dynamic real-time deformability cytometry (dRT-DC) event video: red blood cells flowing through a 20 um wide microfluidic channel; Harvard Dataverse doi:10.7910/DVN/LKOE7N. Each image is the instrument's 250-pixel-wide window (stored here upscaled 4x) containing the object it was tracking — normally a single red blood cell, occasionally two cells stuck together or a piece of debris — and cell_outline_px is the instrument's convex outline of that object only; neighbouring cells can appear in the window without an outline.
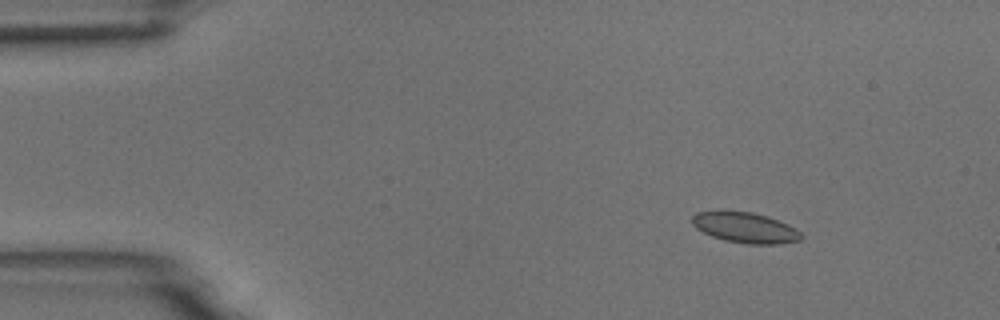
{"species": "common noctule bat (a hibernating species)", "species_latin": "Nyctalus noctula", "temperature_condition": "room temperature", "stored_images_in_passage": 10, "camera_frame_rate_fps": 3000, "um_per_image_px": 0.085, "animal": {"sex": "male", "body_mass_g": 18.8}, "frame": {"image": 1, "passage_image": 1, "time_ms": 0.0, "image_size_px": [1000, 320], "cell_outline_px": [[804, 236], [800, 240], [780, 244], [748, 244], [724, 240], [712, 236], [696, 228], [692, 224], [692, 216], [696, 212], [752, 212], [768, 216], [788, 224], [796, 228]], "centroid_in_image_um": [63.39, 19.36], "position_along_channel_um": 21.6, "area_um2": 19.25}}
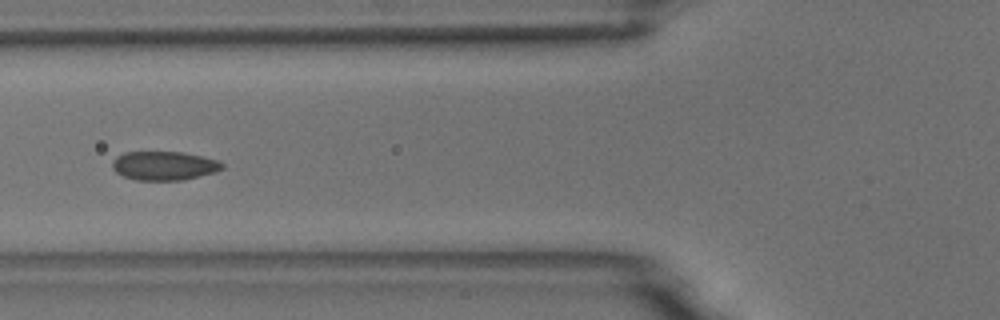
{"frame": {"image": 2, "passage_image": 5, "time_ms": 1.333, "image_size_px": [1000, 320], "cell_outline_px": [[224, 168], [216, 172], [184, 180], [136, 180], [124, 176], [116, 172], [112, 168], [112, 160], [116, 156], [124, 152], [184, 152], [220, 160], [224, 164]], "centroid_in_image_um": [13.97, 14.08], "position_along_channel_um": 111.8, "area_um2": 18.73}}
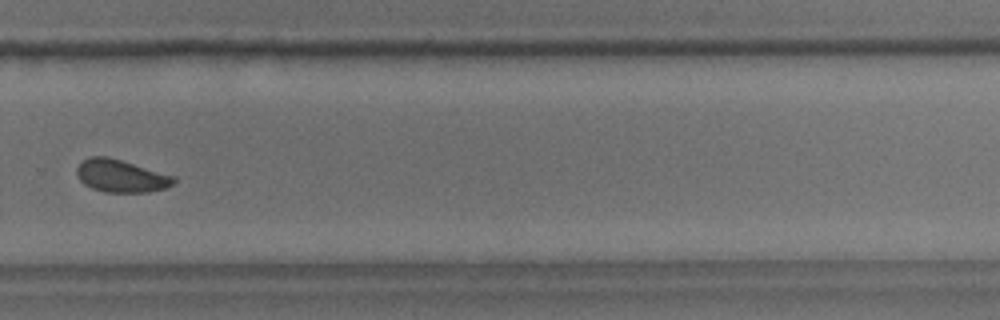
{"frame": {"image": 3, "passage_image": 10, "time_ms": 3.0, "image_size_px": [1000, 320], "cell_outline_px": [[176, 180], [168, 188], [148, 192], [104, 192], [92, 188], [84, 184], [80, 180], [76, 172], [76, 168], [88, 156], [108, 156], [176, 176]], "centroid_in_image_um": [10.3, 14.95], "position_along_channel_um": 319.5, "area_um2": 18.55}}